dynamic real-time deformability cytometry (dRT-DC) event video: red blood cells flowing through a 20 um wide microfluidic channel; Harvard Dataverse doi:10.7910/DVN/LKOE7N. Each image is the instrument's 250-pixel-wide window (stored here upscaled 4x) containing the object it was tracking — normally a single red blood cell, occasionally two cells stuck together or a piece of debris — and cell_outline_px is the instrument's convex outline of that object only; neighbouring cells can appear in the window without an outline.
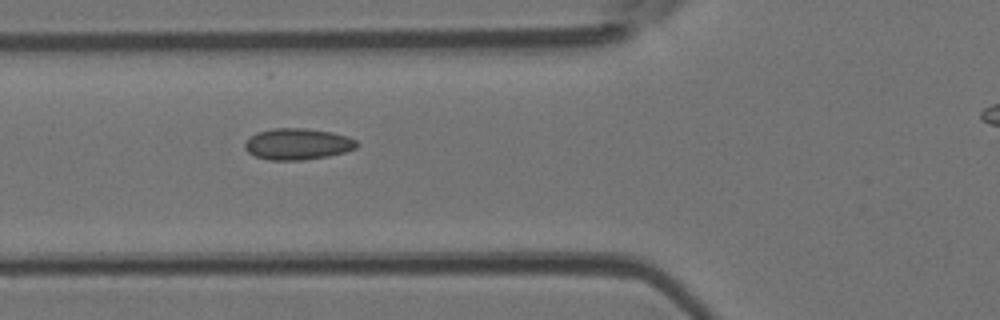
{"species": "Egyptian fruit bat (a non-hibernating species)", "species_latin": "Rousettus aegyptiacus", "temperature_condition": "room temperature", "stored_images_in_passage": 5, "camera_frame_rate_fps": 3000, "um_per_image_px": 0.085, "animal": {"sex": "female"}, "frame": {"image": 1, "passage_image": 3, "time_ms": 0.667, "image_size_px": [1000, 320], "cell_outline_px": [[360, 144], [356, 148], [344, 152], [328, 156], [304, 160], [268, 160], [256, 156], [248, 152], [244, 148], [244, 144], [256, 132], [272, 128], [304, 128], [332, 132], [348, 136], [356, 140]], "centroid_in_image_um": [25.32, 12.24], "position_along_channel_um": 100.5, "area_um2": 20.52}}
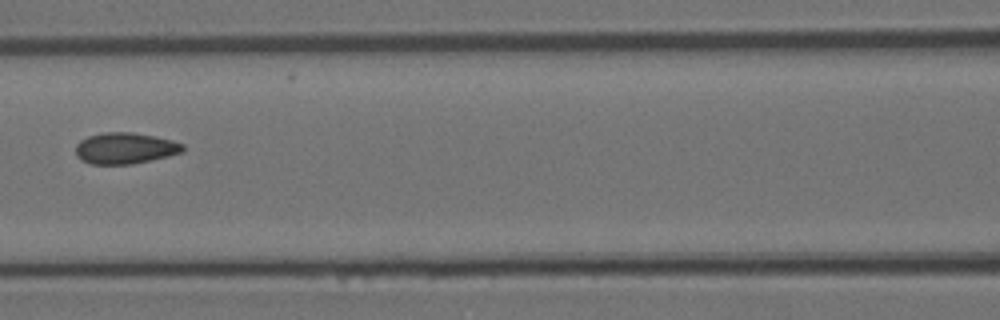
{"frame": {"image": 2, "passage_image": 4, "time_ms": 1.0, "image_size_px": [1000, 320], "cell_outline_px": [[184, 152], [168, 156], [132, 164], [88, 164], [80, 160], [76, 156], [76, 144], [80, 140], [88, 136], [104, 132], [132, 132], [156, 136], [172, 140], [184, 144]], "centroid_in_image_um": [10.62, 12.6], "position_along_channel_um": 156.0, "area_um2": 19.71}}
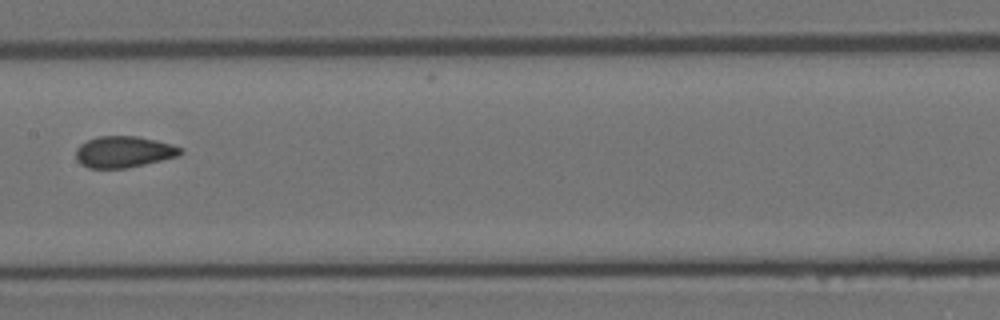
{"frame": {"image": 3, "passage_image": 5, "time_ms": 1.333, "image_size_px": [1000, 320], "cell_outline_px": [[184, 152], [180, 156], [128, 168], [88, 168], [80, 164], [76, 160], [76, 148], [80, 144], [96, 136], [136, 136], [156, 140], [172, 144], [184, 148]], "centroid_in_image_um": [10.54, 12.91], "position_along_channel_um": 196.9, "area_um2": 19.42}}